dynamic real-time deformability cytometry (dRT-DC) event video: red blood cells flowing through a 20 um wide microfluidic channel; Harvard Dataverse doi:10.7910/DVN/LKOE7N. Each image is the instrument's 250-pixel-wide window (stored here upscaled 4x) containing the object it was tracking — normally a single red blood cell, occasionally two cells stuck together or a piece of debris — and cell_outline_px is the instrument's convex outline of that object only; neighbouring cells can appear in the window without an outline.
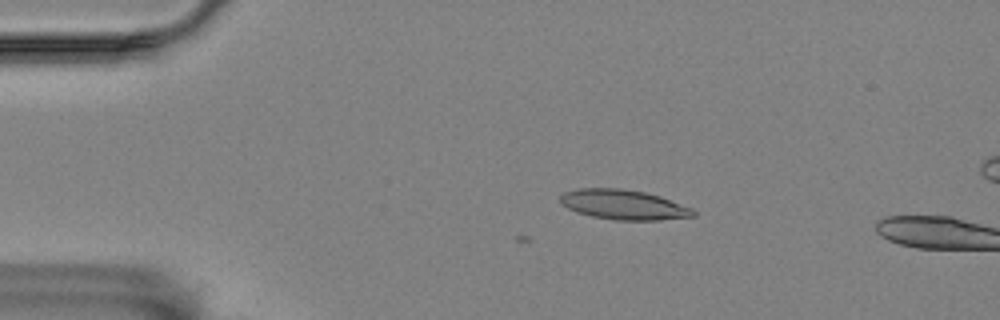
{"species": "Egyptian fruit bat (a non-hibernating species)", "species_latin": "Rousettus aegyptiacus", "temperature_condition": "room temperature", "stored_images_in_passage": 4, "camera_frame_rate_fps": 3000, "um_per_image_px": 0.085, "animal": {"sex": "female"}, "frame": {"image": 1, "passage_image": 3, "time_ms": 3.0, "image_size_px": [1000, 320], "cell_outline_px": [[696, 216], [660, 220], [616, 220], [592, 216], [576, 212], [560, 204], [560, 196], [564, 192], [576, 188], [620, 188], [644, 192], [660, 196], [692, 208], [696, 212]], "centroid_in_image_um": [52.99, 17.39], "position_along_channel_um": 32.0, "area_um2": 23.24}}